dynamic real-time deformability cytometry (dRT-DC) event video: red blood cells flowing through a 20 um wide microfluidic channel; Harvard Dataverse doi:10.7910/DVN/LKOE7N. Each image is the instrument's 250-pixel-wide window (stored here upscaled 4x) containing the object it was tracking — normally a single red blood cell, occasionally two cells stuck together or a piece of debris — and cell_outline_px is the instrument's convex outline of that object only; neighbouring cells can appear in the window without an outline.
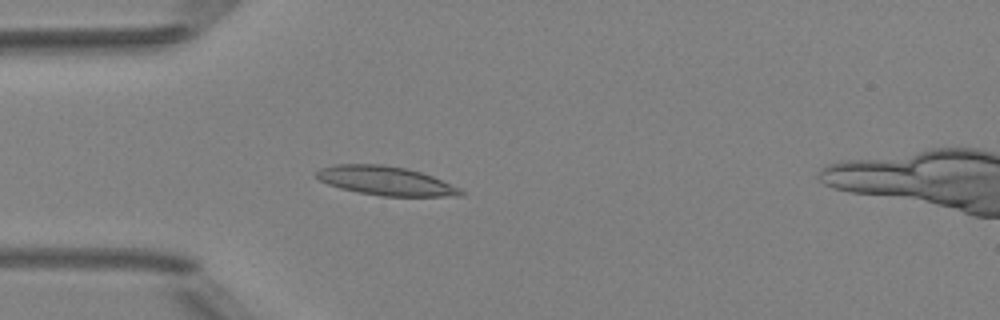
{"species": "Egyptian fruit bat (a non-hibernating species)", "species_latin": "Rousettus aegyptiacus", "temperature_condition": "room temperature", "stored_images_in_passage": 3, "camera_frame_rate_fps": 3000, "um_per_image_px": 0.085, "animal": {"sex": "female"}, "frame": {"image": 1, "passage_image": 3, "time_ms": 3.333, "image_size_px": [1000, 320], "cell_outline_px": [[464, 196], [384, 196], [360, 192], [340, 188], [328, 184], [320, 180], [316, 176], [316, 172], [320, 168], [336, 164], [384, 164], [408, 168], [432, 176], [460, 188], [464, 192]], "centroid_in_image_um": [32.8, 15.36], "position_along_channel_um": 52.2, "area_um2": 24.28}}